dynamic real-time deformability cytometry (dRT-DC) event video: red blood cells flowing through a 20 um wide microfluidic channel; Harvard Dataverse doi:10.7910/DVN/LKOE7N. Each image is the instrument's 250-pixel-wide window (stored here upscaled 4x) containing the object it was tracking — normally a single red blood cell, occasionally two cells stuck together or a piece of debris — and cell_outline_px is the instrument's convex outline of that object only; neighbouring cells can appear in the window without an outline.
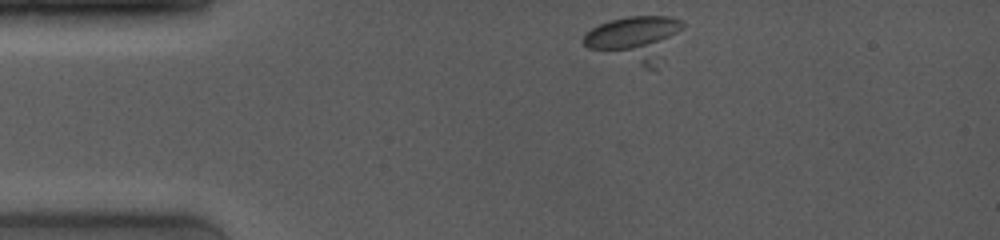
{"species": "common noctule bat (a hibernating species)", "species_latin": "Nyctalus noctula", "temperature_condition": "room temperature", "stored_images_in_passage": 12, "camera_frame_rate_fps": 4000, "um_per_image_px": 0.085, "animal": {"sex": "female", "body_mass_g": 19.0, "forearm_length_mm": 53.3}, "frame": {"image": 1, "passage_image": 1, "time_ms": 0.0, "image_size_px": [1000, 240], "cell_outline_px": [[684, 28], [640, 52], [636, 52], [588, 48], [584, 44], [584, 36], [592, 28], [600, 24], [612, 20], [628, 16], [672, 16], [684, 20]], "centroid_in_image_um": [53.76, 2.79], "position_along_channel_um": 31.2, "area_um2": 18.9}}
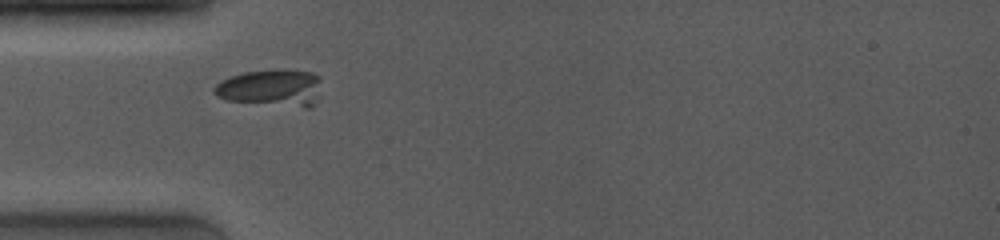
{"frame": {"image": 2, "passage_image": 7, "time_ms": 2.0, "image_size_px": [1000, 240], "cell_outline_px": [[320, 96], [312, 108], [304, 108], [228, 100], [216, 96], [212, 92], [212, 88], [220, 80], [244, 72], [280, 68], [312, 72], [320, 76]], "centroid_in_image_um": [23.1, 7.46], "position_along_channel_um": 61.9, "area_um2": 23.76}}
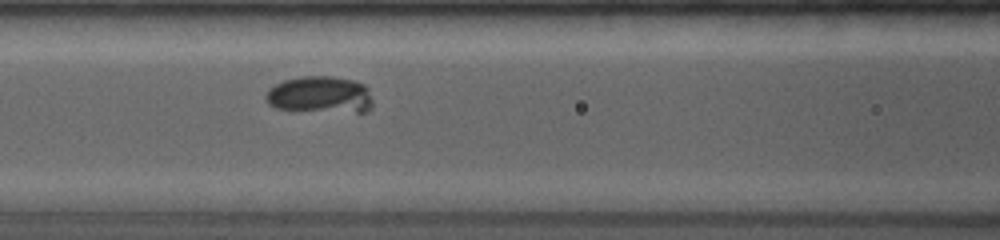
{"frame": {"image": 3, "passage_image": 12, "time_ms": 4.0, "image_size_px": [1000, 240], "cell_outline_px": [[372, 108], [364, 112], [356, 112], [276, 108], [268, 104], [264, 100], [264, 96], [268, 88], [284, 80], [300, 76], [332, 76], [352, 80], [364, 84], [368, 88], [372, 100]], "centroid_in_image_um": [27.19, 8.03], "position_along_channel_um": 139.4, "area_um2": 22.95}}